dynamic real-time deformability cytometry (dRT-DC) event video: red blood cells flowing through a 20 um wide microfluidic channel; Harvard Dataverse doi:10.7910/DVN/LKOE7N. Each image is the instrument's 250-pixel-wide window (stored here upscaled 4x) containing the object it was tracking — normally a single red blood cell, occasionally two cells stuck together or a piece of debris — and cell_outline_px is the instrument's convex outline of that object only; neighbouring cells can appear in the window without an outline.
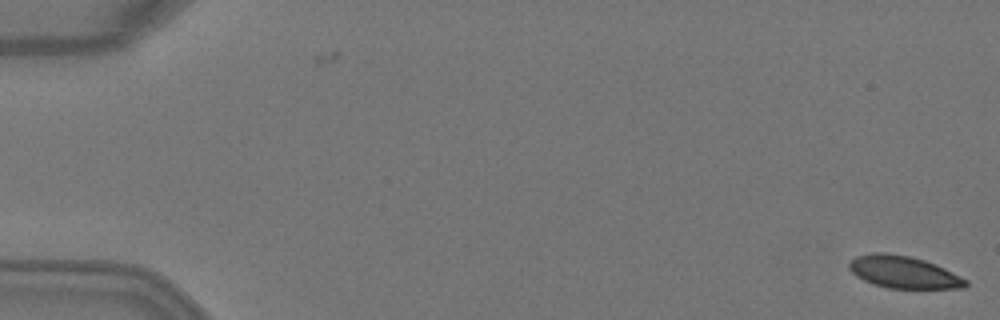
{"species": "Egyptian fruit bat (a non-hibernating species)", "species_latin": "Rousettus aegyptiacus", "temperature_condition": "warm", "stored_images_in_passage": 5, "camera_frame_rate_fps": 3000, "um_per_image_px": 0.085, "animal": {"sex": "female"}, "frame": {"image": 1, "passage_image": 1, "time_ms": 0.0, "image_size_px": [1000, 320], "cell_outline_px": [[968, 284], [964, 288], [888, 288], [872, 284], [856, 276], [848, 268], [848, 264], [856, 256], [872, 252], [884, 252], [908, 256], [924, 260], [936, 264], [968, 280]], "centroid_in_image_um": [76.79, 23.13], "position_along_channel_um": 8.2, "area_um2": 21.85}}
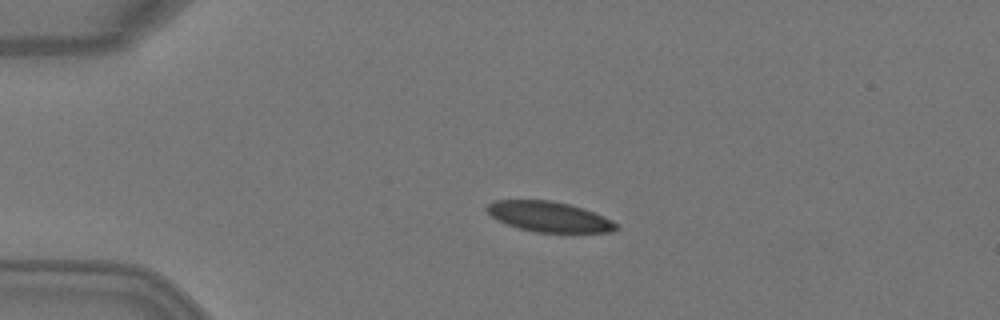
{"frame": {"image": 2, "passage_image": 4, "time_ms": 1.0, "image_size_px": [1000, 320], "cell_outline_px": [[620, 228], [612, 232], [536, 232], [520, 228], [496, 220], [484, 208], [488, 204], [496, 200], [552, 200], [584, 208], [604, 216], [620, 224]], "centroid_in_image_um": [46.71, 18.42], "position_along_channel_um": 38.3, "area_um2": 22.89}}